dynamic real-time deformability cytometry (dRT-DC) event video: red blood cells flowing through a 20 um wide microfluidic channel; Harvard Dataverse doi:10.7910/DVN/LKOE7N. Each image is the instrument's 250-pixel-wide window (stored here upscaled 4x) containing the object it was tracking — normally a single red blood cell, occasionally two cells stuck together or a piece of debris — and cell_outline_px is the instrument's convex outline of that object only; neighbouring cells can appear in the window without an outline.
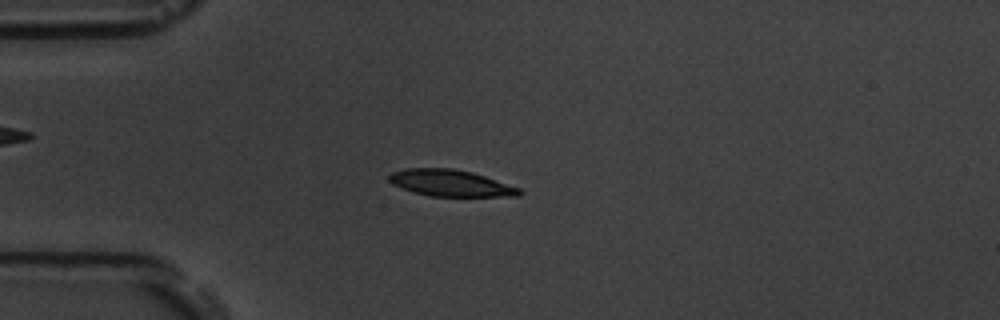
{"species": "common noctule bat (a hibernating species)", "species_latin": "Nyctalus noctula", "temperature_condition": "room temperature", "stored_images_in_passage": 54, "camera_frame_rate_fps": 3000, "um_per_image_px": 0.085, "animal": {"sex": "male", "body_mass_g": 19.5, "forearm_length_mm": 54.6}, "frame": {"image": 1, "passage_image": 14, "time_ms": 4.333, "image_size_px": [1000, 320], "cell_outline_px": [[524, 192], [520, 196], [428, 196], [412, 192], [400, 188], [392, 184], [388, 180], [388, 176], [392, 172], [404, 168], [452, 168], [472, 172], [520, 188]], "centroid_in_image_um": [38.26, 15.56], "position_along_channel_um": 46.7, "area_um2": 20.29}}
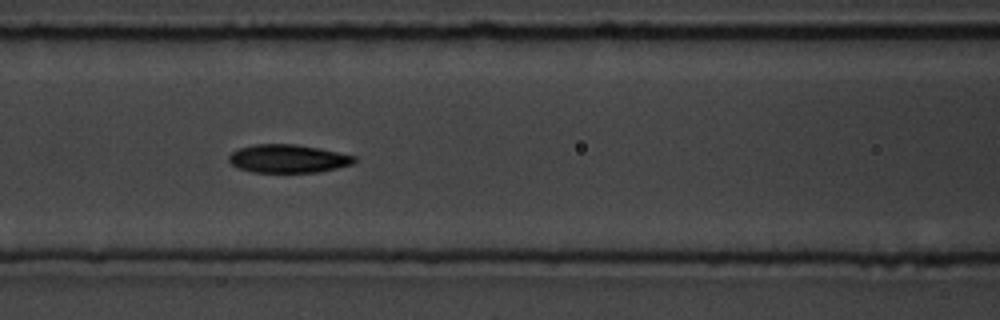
{"frame": {"image": 2, "passage_image": 23, "time_ms": 7.333, "image_size_px": [1000, 320], "cell_outline_px": [[356, 160], [352, 164], [320, 172], [252, 172], [236, 168], [228, 160], [228, 156], [232, 152], [240, 148], [256, 144], [296, 144], [320, 148], [356, 156]], "centroid_in_image_um": [24.47, 13.48], "position_along_channel_um": 142.1, "area_um2": 20.69}}
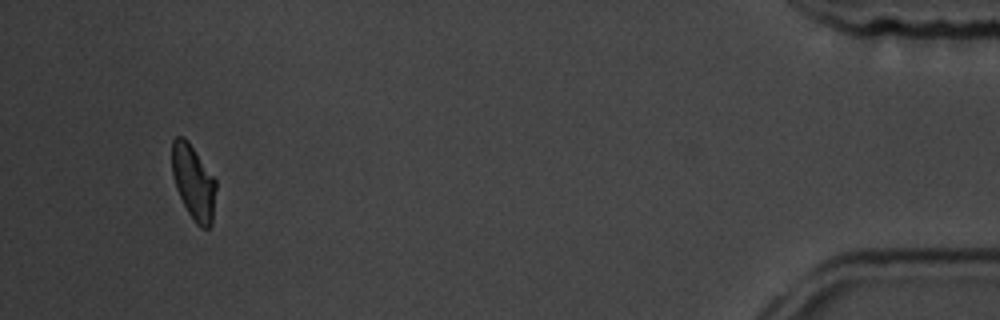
{"frame": {"image": 3, "passage_image": 51, "time_ms": 16.667, "image_size_px": [1000, 320], "cell_outline_px": [[216, 188], [212, 224], [208, 228], [200, 228], [196, 224], [188, 212], [176, 188], [172, 176], [172, 140], [176, 136], [184, 136], [188, 140], [216, 180]], "centroid_in_image_um": [16.44, 15.48], "position_along_channel_um": 418.8, "area_um2": 19.19}, "authors_computed_cell_mechanics": {"area_um2": 20.1433, "velocity_mm_per_s": 3.768, "shape_relaxation_time_tau1_ms": 2.1039, "shape_relaxation_time_tau2_ms": 3.5438, "deformation_change_tau1": 0.1346, "deformation_change_tau2": 0.092}}